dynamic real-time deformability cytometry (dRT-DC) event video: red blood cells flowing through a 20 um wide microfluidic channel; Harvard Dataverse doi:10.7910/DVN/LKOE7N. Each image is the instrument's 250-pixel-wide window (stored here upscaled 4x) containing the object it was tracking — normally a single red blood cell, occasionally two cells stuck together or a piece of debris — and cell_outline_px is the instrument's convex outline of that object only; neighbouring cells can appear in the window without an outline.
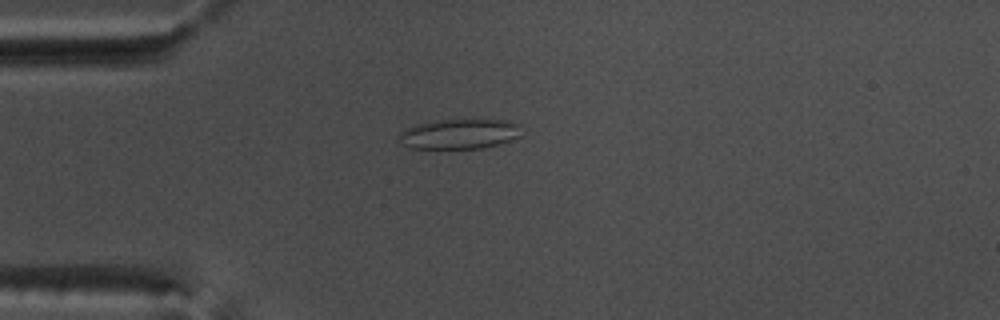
{"species": "common noctule bat (a hibernating species)", "species_latin": "Nyctalus noctula", "temperature_condition": "warm", "stored_images_in_passage": 45, "camera_frame_rate_fps": 3000, "um_per_image_px": 0.085, "animal": {"sex": "male", "body_mass_g": 17.5, "forearm_length_mm": 52.3}, "frame": {"image": 1, "passage_image": 6, "time_ms": 1.667, "image_size_px": [1000, 320], "cell_outline_px": [[520, 136], [512, 140], [500, 144], [480, 148], [408, 148], [400, 144], [400, 132], [404, 128], [416, 124], [432, 120], [508, 120], [520, 124]], "centroid_in_image_um": [39.03, 11.38], "position_along_channel_um": 46.0, "area_um2": 21.56}}
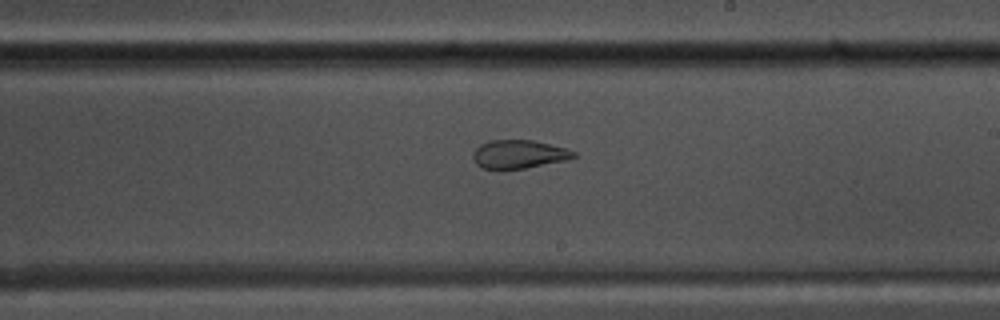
{"frame": {"image": 2, "passage_image": 23, "time_ms": 7.333, "image_size_px": [1000, 320], "cell_outline_px": [[576, 156], [564, 160], [524, 168], [480, 168], [476, 164], [472, 156], [472, 152], [480, 144], [488, 140], [532, 140], [564, 148], [576, 152]], "centroid_in_image_um": [44.04, 13.09], "position_along_channel_um": 245.0, "area_um2": 16.36}}
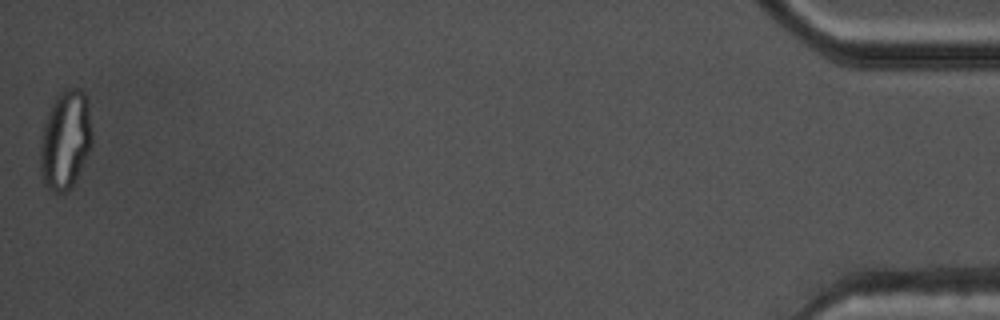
{"frame": {"image": 3, "passage_image": 45, "time_ms": 14.667, "image_size_px": [1000, 320], "cell_outline_px": [[92, 144], [72, 184], [64, 192], [52, 192], [44, 184], [40, 168], [40, 136], [48, 112], [56, 96], [64, 88], [80, 88], [84, 92], [88, 100], [92, 132]], "centroid_in_image_um": [5.54, 11.84], "position_along_channel_um": 429.7, "area_um2": 29.77}, "authors_computed_cell_mechanics": {"area_um2": 20.1722, "velocity_mm_per_s": 3.8205, "shape_relaxation_time_tau1_ms": null, "shape_relaxation_time_tau2_ms": 1.0653, "deformation_change_tau1": null, "deformation_change_tau2": 0.0776}}